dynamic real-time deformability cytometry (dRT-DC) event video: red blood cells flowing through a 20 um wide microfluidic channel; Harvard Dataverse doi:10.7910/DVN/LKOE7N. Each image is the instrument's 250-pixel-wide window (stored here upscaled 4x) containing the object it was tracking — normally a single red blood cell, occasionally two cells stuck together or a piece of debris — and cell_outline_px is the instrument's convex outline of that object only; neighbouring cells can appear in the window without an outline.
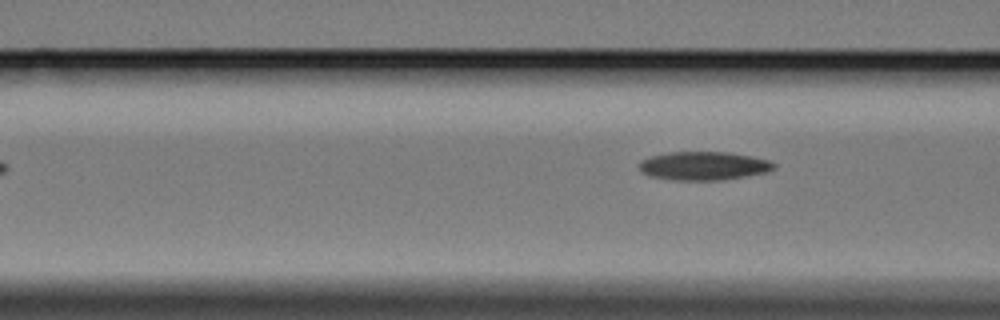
{"species": "Egyptian fruit bat (a non-hibernating species)", "species_latin": "Rousettus aegyptiacus", "temperature_condition": "cold", "stored_images_in_passage": 4, "segment_of_instrument_passage": [2, 2], "camera_frame_rate_fps": 3000, "um_per_image_px": 0.085, "animal": {"sex": "female"}, "frame": {"image": 1, "passage_image": 4, "time_ms": 4.333, "image_size_px": [1000, 320], "cell_outline_px": [[776, 168], [768, 172], [724, 180], [672, 180], [648, 176], [640, 172], [636, 164], [640, 160], [652, 156], [668, 152], [732, 152], [752, 156], [768, 160], [776, 164]], "centroid_in_image_um": [59.78, 14.1], "position_along_channel_um": 106.8, "area_um2": 22.83}}